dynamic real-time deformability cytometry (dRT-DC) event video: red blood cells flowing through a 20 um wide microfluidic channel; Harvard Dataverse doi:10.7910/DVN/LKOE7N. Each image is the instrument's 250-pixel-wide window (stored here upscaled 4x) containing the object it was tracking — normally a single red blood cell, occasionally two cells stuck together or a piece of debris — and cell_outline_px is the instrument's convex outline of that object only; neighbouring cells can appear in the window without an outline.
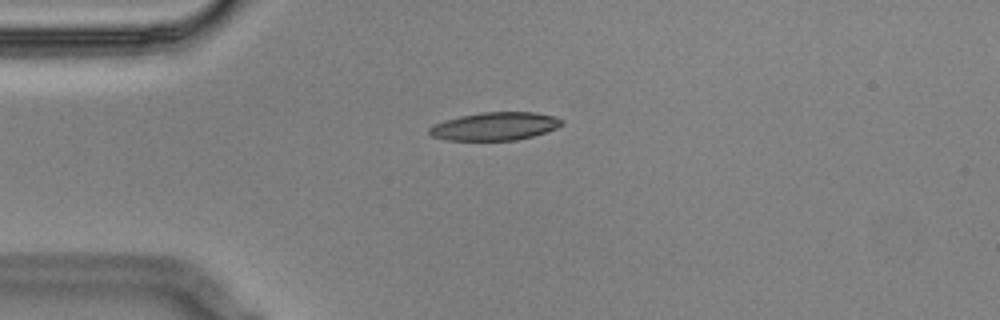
{"species": "Egyptian fruit bat (a non-hibernating species)", "species_latin": "Rousettus aegyptiacus", "temperature_condition": "cold", "stored_images_in_passage": 5, "camera_frame_rate_fps": 3000, "um_per_image_px": 0.085, "animal": {"sex": "male"}, "frame": {"image": 1, "passage_image": 5, "time_ms": 1.333, "image_size_px": [1000, 320], "cell_outline_px": [[564, 124], [556, 128], [532, 136], [516, 140], [448, 140], [432, 136], [428, 132], [428, 128], [444, 120], [460, 116], [484, 112], [536, 112], [552, 116], [564, 120]], "centroid_in_image_um": [42.07, 10.73], "position_along_channel_um": 42.9, "area_um2": 21.5}}